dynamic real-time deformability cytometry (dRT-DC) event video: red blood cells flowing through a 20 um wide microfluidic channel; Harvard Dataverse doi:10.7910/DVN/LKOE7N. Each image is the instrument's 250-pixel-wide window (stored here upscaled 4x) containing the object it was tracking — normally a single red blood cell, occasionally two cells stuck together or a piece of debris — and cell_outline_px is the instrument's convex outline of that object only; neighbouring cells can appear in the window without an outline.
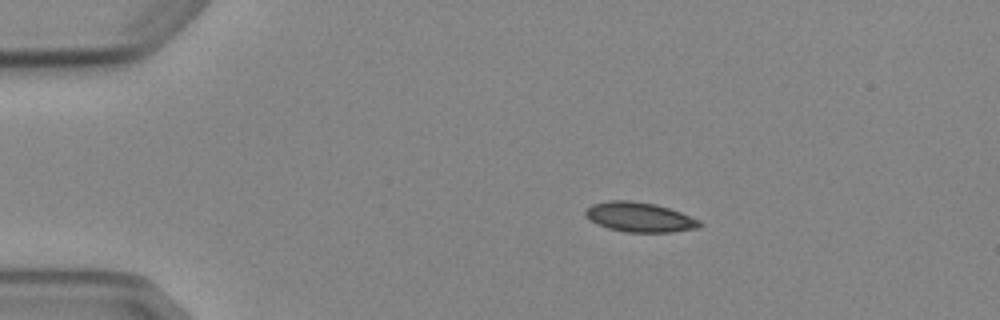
{"species": "Egyptian fruit bat (a non-hibernating species)", "species_latin": "Rousettus aegyptiacus", "temperature_condition": "cold", "stored_images_in_passage": 4, "camera_frame_rate_fps": 3000, "um_per_image_px": 0.085, "animal": {"sex": "female"}, "frame": {"image": 1, "passage_image": 2, "time_ms": 1.333, "image_size_px": [1000, 320], "cell_outline_px": [[704, 224], [700, 228], [672, 232], [624, 232], [608, 228], [596, 224], [584, 212], [592, 204], [608, 200], [632, 200], [656, 204], [680, 212], [700, 220]], "centroid_in_image_um": [54.4, 18.46], "position_along_channel_um": 30.6, "area_um2": 19.83}}
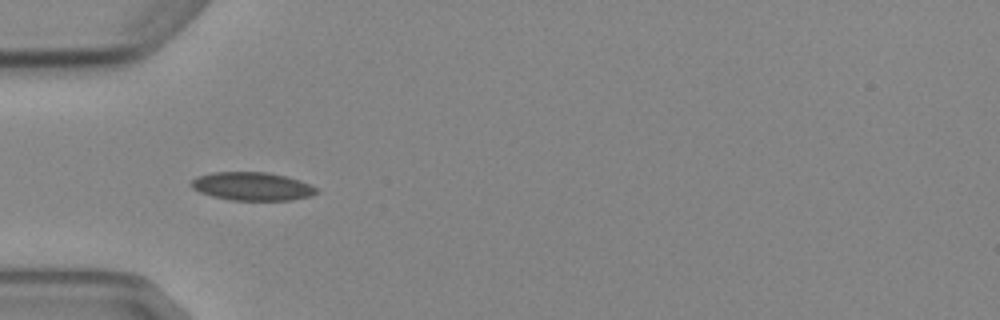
{"frame": {"image": 2, "passage_image": 4, "time_ms": 3.667, "image_size_px": [1000, 320], "cell_outline_px": [[316, 192], [312, 196], [292, 200], [228, 200], [212, 196], [200, 192], [192, 188], [192, 180], [196, 176], [212, 172], [268, 172], [300, 180], [316, 188]], "centroid_in_image_um": [21.41, 15.84], "position_along_channel_um": 63.6, "area_um2": 20.58}}